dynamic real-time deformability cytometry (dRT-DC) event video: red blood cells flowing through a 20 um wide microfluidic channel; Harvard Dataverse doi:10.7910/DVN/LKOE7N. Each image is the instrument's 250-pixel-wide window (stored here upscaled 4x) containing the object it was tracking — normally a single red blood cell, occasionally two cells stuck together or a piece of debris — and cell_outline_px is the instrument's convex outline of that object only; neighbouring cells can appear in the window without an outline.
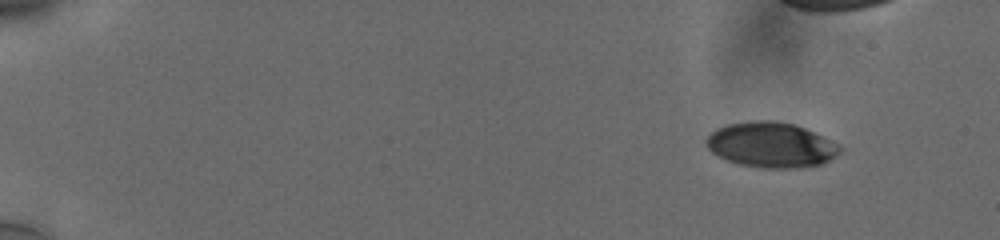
{"species": "human", "species_latin": "Homo sapiens", "temperature_condition": "cold", "stored_images_in_passage": 12, "camera_frame_rate_fps": 3000, "um_per_image_px": 0.085, "donor": {"sex": "male"}, "frame": {"image": 1, "passage_image": 1, "time_ms": 0.0, "image_size_px": [1000, 240], "cell_outline_px": [[844, 148], [836, 156], [820, 164], [800, 168], [764, 168], [740, 164], [728, 160], [712, 152], [708, 148], [704, 140], [716, 128], [728, 124], [752, 120], [776, 120], [796, 124]], "centroid_in_image_um": [65.52, 12.31], "position_along_channel_um": 19.5, "area_um2": 35.03}}